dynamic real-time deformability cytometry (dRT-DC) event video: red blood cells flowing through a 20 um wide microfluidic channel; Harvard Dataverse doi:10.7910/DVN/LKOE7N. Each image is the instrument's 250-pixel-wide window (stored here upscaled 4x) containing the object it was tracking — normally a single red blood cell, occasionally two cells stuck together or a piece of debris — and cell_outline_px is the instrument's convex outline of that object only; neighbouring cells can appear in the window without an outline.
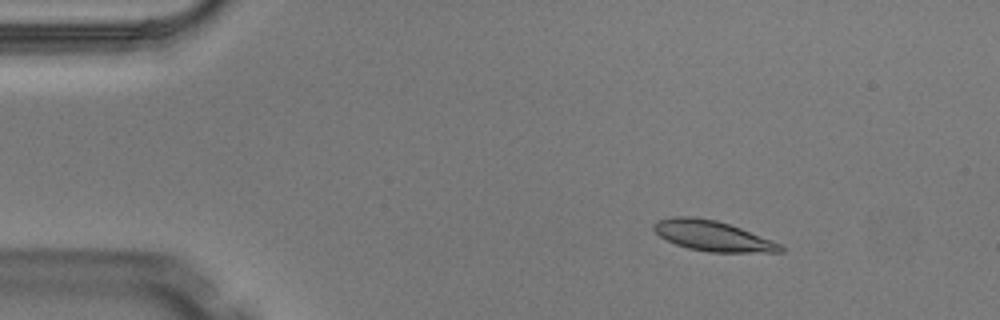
{"species": "Egyptian fruit bat (a non-hibernating species)", "species_latin": "Rousettus aegyptiacus", "temperature_condition": "warm", "stored_images_in_passage": 4, "camera_frame_rate_fps": 3000, "um_per_image_px": 0.085, "animal": {"sex": "male"}, "frame": {"image": 1, "passage_image": 2, "time_ms": 0.333, "image_size_px": [1000, 320], "cell_outline_px": [[784, 252], [708, 252], [688, 248], [676, 244], [660, 236], [652, 228], [652, 224], [656, 220], [676, 216], [692, 216], [716, 220], [740, 228], [772, 240], [780, 244], [784, 248]], "centroid_in_image_um": [60.55, 20.04], "position_along_channel_um": 24.5, "area_um2": 22.25}}